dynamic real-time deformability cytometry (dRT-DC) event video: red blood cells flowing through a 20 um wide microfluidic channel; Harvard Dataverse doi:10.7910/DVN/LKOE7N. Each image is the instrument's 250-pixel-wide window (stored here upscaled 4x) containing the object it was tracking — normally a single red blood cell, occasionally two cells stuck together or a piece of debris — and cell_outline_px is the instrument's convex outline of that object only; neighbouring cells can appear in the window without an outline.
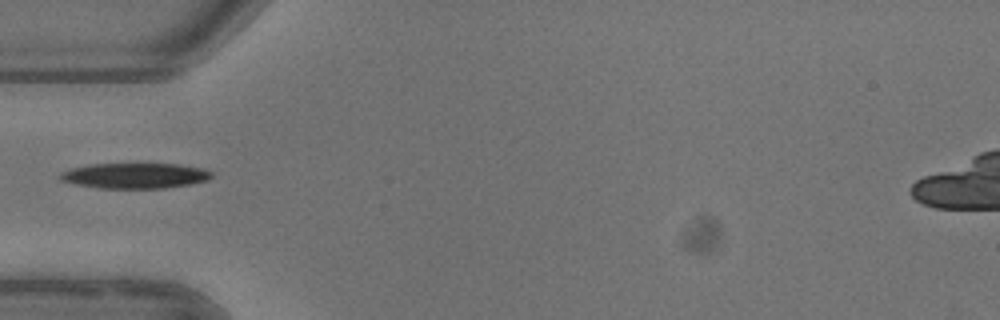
{"species": "common noctule bat (a hibernating species)", "species_latin": "Nyctalus noctula", "temperature_condition": "warm", "stored_images_in_passage": 2, "camera_frame_rate_fps": 3000, "um_per_image_px": 0.085, "animal": {"sex": "female"}, "frame": {"image": 1, "passage_image": 1, "time_ms": 0.0, "image_size_px": [1000, 320], "cell_outline_px": [[212, 176], [208, 180], [188, 184], [164, 188], [100, 188], [76, 184], [60, 180], [60, 172], [68, 168], [88, 164], [180, 164], [204, 168], [212, 172]], "centroid_in_image_um": [11.45, 14.92], "position_along_channel_um": 73.5, "area_um2": 22.48}}
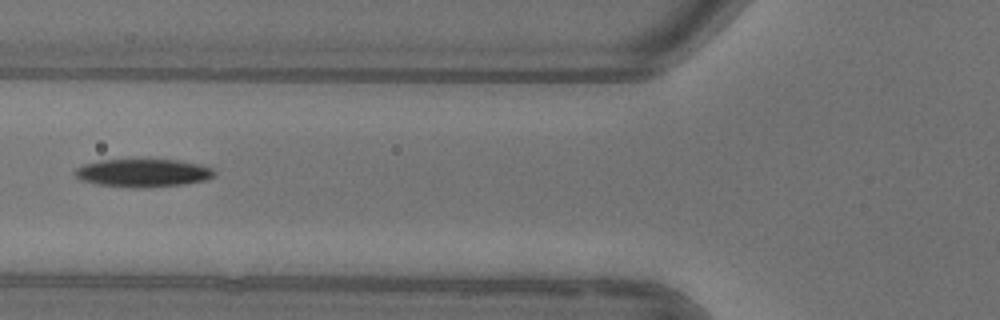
{"frame": {"image": 2, "passage_image": 2, "time_ms": 1.0, "image_size_px": [1000, 320], "cell_outline_px": [[216, 172], [212, 176], [204, 180], [180, 184], [100, 184], [84, 180], [76, 176], [72, 172], [76, 168], [84, 164], [100, 160], [148, 156], [180, 160], [200, 164], [212, 168]], "centroid_in_image_um": [12.17, 14.56], "position_along_channel_um": 113.6, "area_um2": 22.31}}